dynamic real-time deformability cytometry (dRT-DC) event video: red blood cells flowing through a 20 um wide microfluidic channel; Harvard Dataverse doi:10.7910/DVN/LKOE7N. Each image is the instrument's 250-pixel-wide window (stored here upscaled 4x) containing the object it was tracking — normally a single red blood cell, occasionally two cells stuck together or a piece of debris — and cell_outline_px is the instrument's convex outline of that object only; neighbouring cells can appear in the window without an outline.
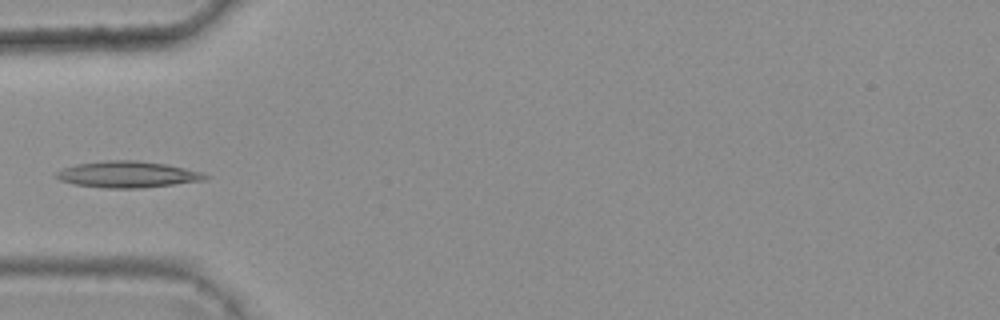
{"species": "common noctule bat (a hibernating species)", "species_latin": "Nyctalus noctula", "temperature_condition": "warm", "stored_images_in_passage": 3, "camera_frame_rate_fps": 3000, "um_per_image_px": 0.085, "animal": {"sex": "female", "body_mass_g": 25.1}, "frame": {"image": 1, "passage_image": 3, "time_ms": 0.667, "image_size_px": [1000, 320], "cell_outline_px": [[212, 176], [204, 180], [140, 188], [104, 188], [76, 184], [60, 180], [56, 176], [56, 172], [64, 168], [76, 164], [108, 160], [136, 160], [164, 164], [204, 172]], "centroid_in_image_um": [10.87, 14.82], "position_along_channel_um": 74.1, "area_um2": 22.66}}